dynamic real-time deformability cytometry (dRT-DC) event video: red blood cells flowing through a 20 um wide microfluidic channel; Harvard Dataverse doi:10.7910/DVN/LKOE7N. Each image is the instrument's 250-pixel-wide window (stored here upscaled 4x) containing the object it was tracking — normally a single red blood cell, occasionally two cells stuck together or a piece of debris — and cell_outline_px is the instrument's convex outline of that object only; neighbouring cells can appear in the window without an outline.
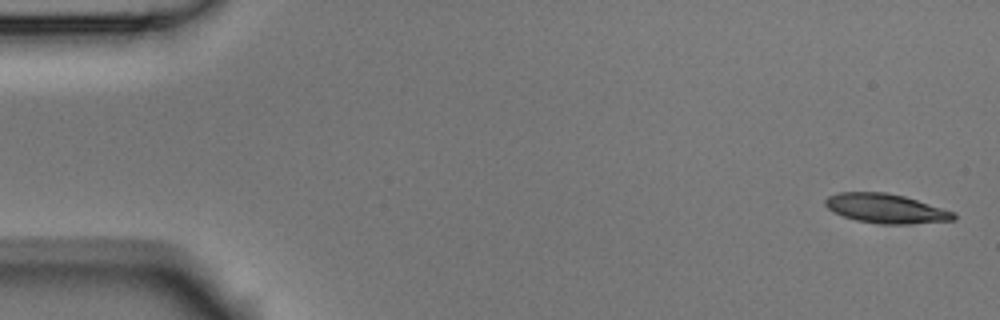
{"species": "Egyptian fruit bat (a non-hibernating species)", "species_latin": "Rousettus aegyptiacus", "temperature_condition": "room temperature", "stored_images_in_passage": 5, "segment_of_instrument_passage": [1, 2], "camera_frame_rate_fps": 3000, "um_per_image_px": 0.085, "animal": {"sex": "male"}, "frame": {"image": 1, "passage_image": 1, "time_ms": 0.0, "image_size_px": [1000, 320], "cell_outline_px": [[956, 220], [908, 224], [880, 224], [856, 220], [832, 212], [824, 204], [824, 200], [828, 196], [840, 192], [888, 192], [904, 196], [956, 212]], "centroid_in_image_um": [75.31, 17.72], "position_along_channel_um": 9.7, "area_um2": 22.08}}
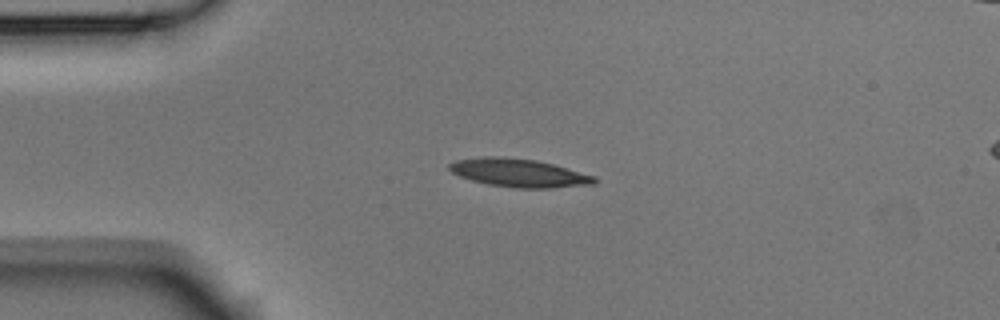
{"frame": {"image": 2, "passage_image": 4, "time_ms": 1.0, "image_size_px": [1000, 320], "cell_outline_px": [[596, 184], [552, 188], [516, 188], [488, 184], [472, 180], [460, 176], [452, 172], [448, 168], [448, 164], [456, 160], [484, 156], [496, 156], [536, 160], [552, 164], [596, 176]], "centroid_in_image_um": [44.11, 14.7], "position_along_channel_um": 40.9, "area_um2": 23.81}}